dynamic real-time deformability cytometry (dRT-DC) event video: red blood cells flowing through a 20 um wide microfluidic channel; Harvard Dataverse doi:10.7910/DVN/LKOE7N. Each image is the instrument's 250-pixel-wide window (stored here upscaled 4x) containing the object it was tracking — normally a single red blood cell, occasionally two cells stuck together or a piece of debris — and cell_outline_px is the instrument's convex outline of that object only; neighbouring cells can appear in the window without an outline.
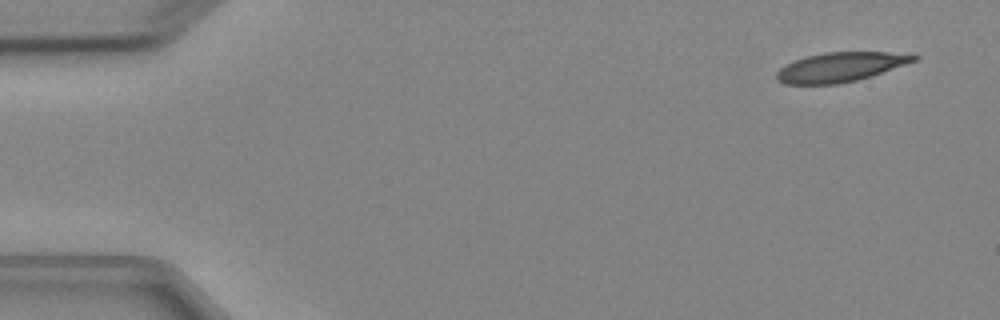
{"species": "Egyptian fruit bat (a non-hibernating species)", "species_latin": "Rousettus aegyptiacus", "temperature_condition": "cold", "stored_images_in_passage": 6, "camera_frame_rate_fps": 3000, "um_per_image_px": 0.085, "animal": {"sex": "female"}, "frame": {"image": 1, "passage_image": 1, "time_ms": 0.0, "image_size_px": [1000, 320], "cell_outline_px": [[920, 56], [916, 60], [872, 76], [840, 84], [784, 84], [776, 80], [776, 72], [784, 64], [804, 56], [824, 52], [888, 52]], "centroid_in_image_um": [71.36, 5.7], "position_along_channel_um": 13.6, "area_um2": 23.58}}
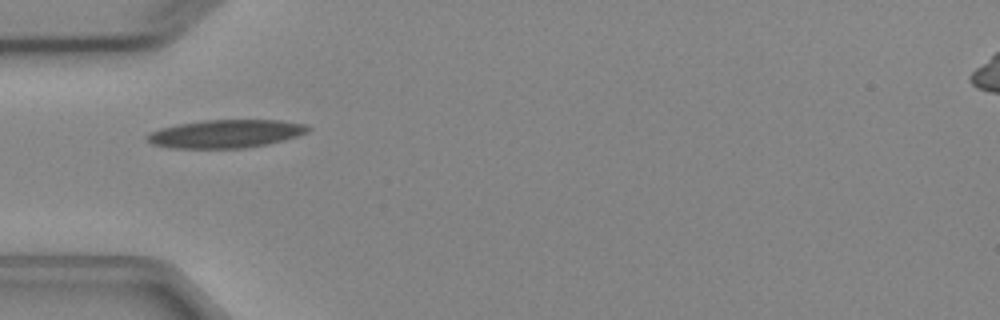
{"frame": {"image": 2, "passage_image": 4, "time_ms": 4.333, "image_size_px": [1000, 320], "cell_outline_px": [[312, 128], [308, 132], [284, 140], [268, 144], [244, 148], [168, 148], [152, 144], [144, 140], [144, 136], [148, 132], [160, 128], [180, 124], [204, 120], [280, 120], [308, 124]], "centroid_in_image_um": [19.16, 11.37], "position_along_channel_um": 65.8, "area_um2": 26.7}}
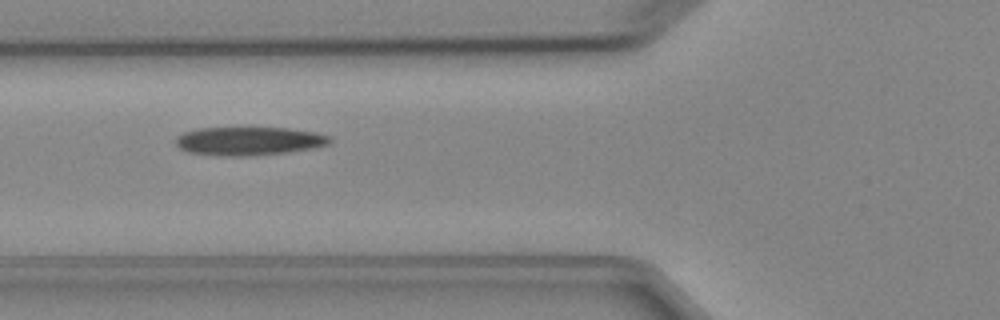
{"frame": {"image": 3, "passage_image": 5, "time_ms": 5.333, "image_size_px": [1000, 320], "cell_outline_px": [[332, 140], [328, 144], [312, 148], [288, 152], [248, 156], [224, 156], [188, 152], [180, 148], [176, 144], [176, 136], [184, 132], [200, 128], [288, 128], [316, 132], [332, 136]], "centroid_in_image_um": [21.18, 11.99], "position_along_channel_um": 104.6, "area_um2": 25.55}}